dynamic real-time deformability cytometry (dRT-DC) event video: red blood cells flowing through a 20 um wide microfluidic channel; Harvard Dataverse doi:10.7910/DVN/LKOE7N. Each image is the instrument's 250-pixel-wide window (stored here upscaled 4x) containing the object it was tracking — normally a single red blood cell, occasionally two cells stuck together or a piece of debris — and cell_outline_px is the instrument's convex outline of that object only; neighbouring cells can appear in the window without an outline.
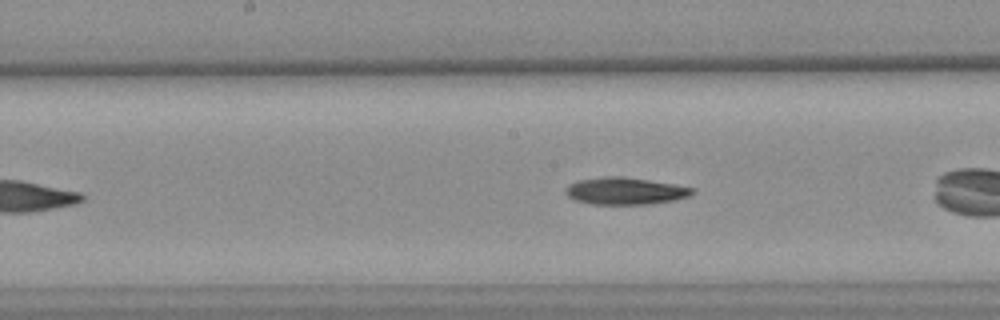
{"species": "common noctule bat (a hibernating species)", "species_latin": "Nyctalus noctula", "temperature_condition": "warm", "stored_images_in_passage": 27, "camera_frame_rate_fps": 3000, "um_per_image_px": 0.085, "animal": {"sex": "female", "body_mass_g": 25.1}, "frame": {"image": 1, "passage_image": 12, "time_ms": 3.667, "image_size_px": [1000, 320], "cell_outline_px": [[692, 192], [688, 196], [676, 200], [648, 204], [592, 204], [576, 200], [568, 196], [564, 192], [564, 188], [568, 184], [576, 180], [604, 176], [624, 176], [672, 184], [692, 188]], "centroid_in_image_um": [53.05, 16.22], "position_along_channel_um": 195.1, "area_um2": 19.94}, "authors_computed_cell_mechanics": {"area_um2": 19.652, "velocity_mm_per_s": 3.6086, "shape_relaxation_time_tau1_ms": 9.1052, "shape_relaxation_time_tau2_ms": null, "deformation_change_tau1": 0.1957, "deformation_change_tau2": null}}